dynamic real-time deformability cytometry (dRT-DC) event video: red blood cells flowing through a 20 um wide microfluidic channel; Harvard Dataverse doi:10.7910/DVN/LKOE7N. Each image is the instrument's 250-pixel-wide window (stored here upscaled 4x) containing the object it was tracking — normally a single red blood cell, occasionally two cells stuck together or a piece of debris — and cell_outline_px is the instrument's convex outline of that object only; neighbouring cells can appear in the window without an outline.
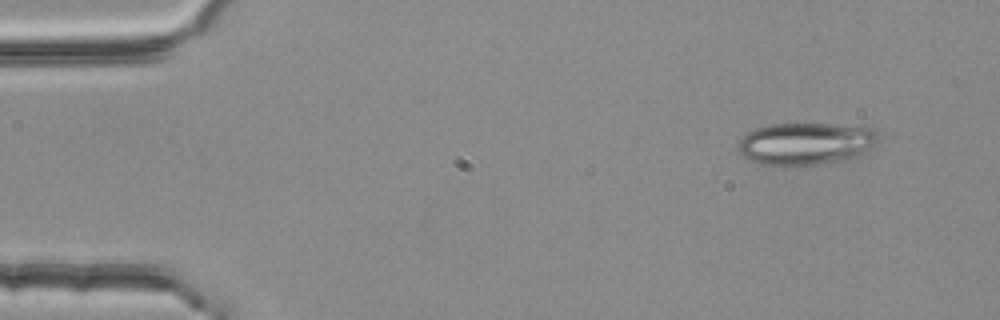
{"species": "common noctule bat (a hibernating species)", "species_latin": "Nyctalus noctula", "temperature_condition": "room temperature", "stored_images_in_passage": 6, "camera_frame_rate_fps": 3000, "um_per_image_px": 0.085, "animal": {"sex": "female", "body_mass_g": 25.1}, "frame": {"image": 1, "passage_image": 1, "time_ms": 0.0, "image_size_px": [1000, 320], "cell_outline_px": [[880, 136], [876, 144], [872, 148], [860, 156], [852, 160], [784, 168], [760, 164], [748, 160], [736, 148], [740, 140], [748, 132], [756, 128], [772, 124], [828, 124], [876, 128]], "centroid_in_image_um": [68.53, 12.25], "position_along_channel_um": 16.5, "area_um2": 35.55}}